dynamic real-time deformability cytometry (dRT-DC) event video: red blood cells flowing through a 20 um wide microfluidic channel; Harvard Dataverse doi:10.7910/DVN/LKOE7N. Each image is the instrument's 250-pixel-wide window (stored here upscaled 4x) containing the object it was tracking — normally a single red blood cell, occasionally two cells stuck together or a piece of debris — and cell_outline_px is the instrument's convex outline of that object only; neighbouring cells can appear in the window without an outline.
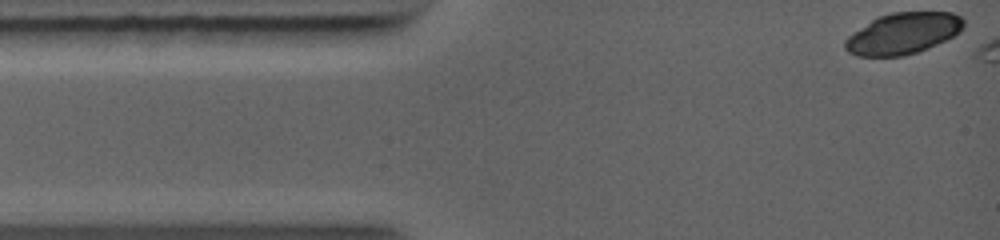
{"species": "common noctule bat (a hibernating species)", "species_latin": "Nyctalus noctula", "temperature_condition": "warm", "stored_images_in_passage": 6, "camera_frame_rate_fps": 5000, "um_per_image_px": 0.085, "animal": {"sex": "female", "body_mass_g": 19.0, "forearm_length_mm": 56.7}, "frame": {"image": 1, "passage_image": 1, "time_ms": 0.0, "image_size_px": [1000, 240], "cell_outline_px": [[964, 28], [960, 32], [928, 48], [904, 56], [856, 56], [848, 52], [844, 48], [844, 40], [852, 32], [872, 20], [880, 16], [892, 12], [952, 12], [960, 16], [964, 20]], "centroid_in_image_um": [76.74, 2.84], "position_along_channel_um": 8.3, "area_um2": 28.5}}